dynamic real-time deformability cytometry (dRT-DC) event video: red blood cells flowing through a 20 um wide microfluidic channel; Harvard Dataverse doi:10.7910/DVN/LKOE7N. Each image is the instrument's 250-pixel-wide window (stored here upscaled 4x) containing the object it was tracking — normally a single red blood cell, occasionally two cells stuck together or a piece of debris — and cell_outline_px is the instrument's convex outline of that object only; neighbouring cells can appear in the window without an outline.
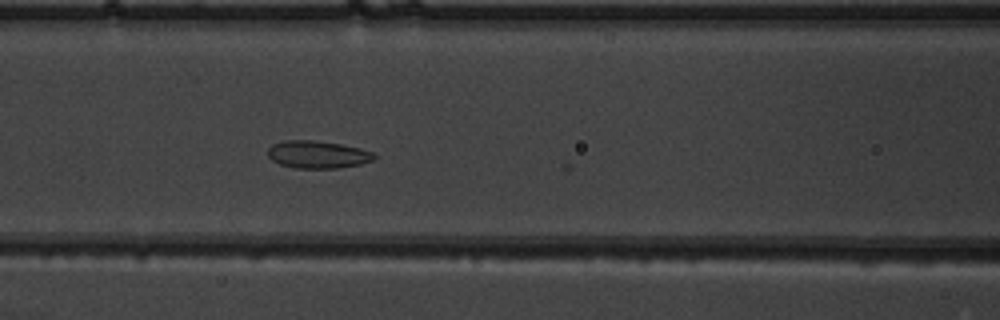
{"species": "common noctule bat (a hibernating species)", "species_latin": "Nyctalus noctula", "temperature_condition": "warm", "stored_images_in_passage": 5, "camera_frame_rate_fps": 3000, "um_per_image_px": 0.085, "animal": {"sex": "male", "body_mass_g": 19.5, "forearm_length_mm": 54.6}, "frame": {"image": 1, "passage_image": 4, "time_ms": 1.0, "image_size_px": [1000, 320], "cell_outline_px": [[376, 156], [372, 160], [360, 164], [336, 168], [296, 168], [280, 164], [272, 160], [268, 156], [268, 148], [272, 144], [284, 140], [312, 140], [340, 144], [360, 148], [376, 152]], "centroid_in_image_um": [27.0, 13.13], "position_along_channel_um": 139.6, "area_um2": 17.05}}